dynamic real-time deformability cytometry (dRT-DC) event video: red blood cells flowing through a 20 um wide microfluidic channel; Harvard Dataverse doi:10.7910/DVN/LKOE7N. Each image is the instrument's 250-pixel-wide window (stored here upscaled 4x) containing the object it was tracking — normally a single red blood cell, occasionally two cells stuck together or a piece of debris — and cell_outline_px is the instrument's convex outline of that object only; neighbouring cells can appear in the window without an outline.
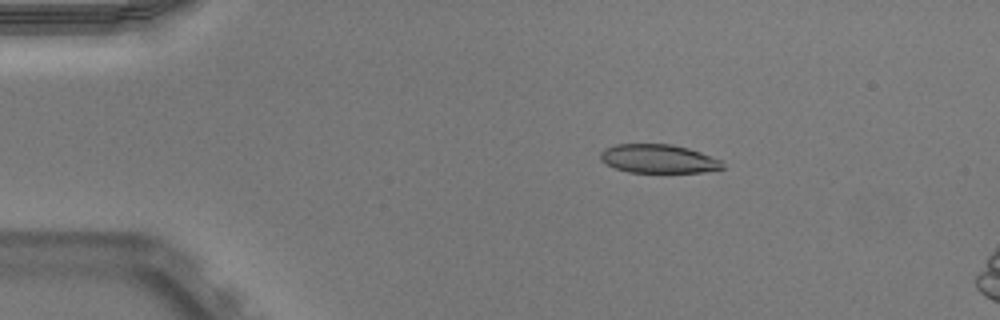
{"species": "Egyptian fruit bat (a non-hibernating species)", "species_latin": "Rousettus aegyptiacus", "temperature_condition": "warm", "stored_images_in_passage": 16, "camera_frame_rate_fps": 3000, "um_per_image_px": 0.085, "animal": {"sex": "male"}, "frame": {"image": 1, "passage_image": 10, "time_ms": 3.0, "image_size_px": [1000, 320], "cell_outline_px": [[724, 168], [704, 172], [628, 172], [616, 168], [600, 160], [600, 152], [604, 148], [616, 144], [672, 144], [688, 148], [700, 152], [720, 160], [724, 164]], "centroid_in_image_um": [55.95, 13.49], "position_along_channel_um": 29.0, "area_um2": 20.35}}